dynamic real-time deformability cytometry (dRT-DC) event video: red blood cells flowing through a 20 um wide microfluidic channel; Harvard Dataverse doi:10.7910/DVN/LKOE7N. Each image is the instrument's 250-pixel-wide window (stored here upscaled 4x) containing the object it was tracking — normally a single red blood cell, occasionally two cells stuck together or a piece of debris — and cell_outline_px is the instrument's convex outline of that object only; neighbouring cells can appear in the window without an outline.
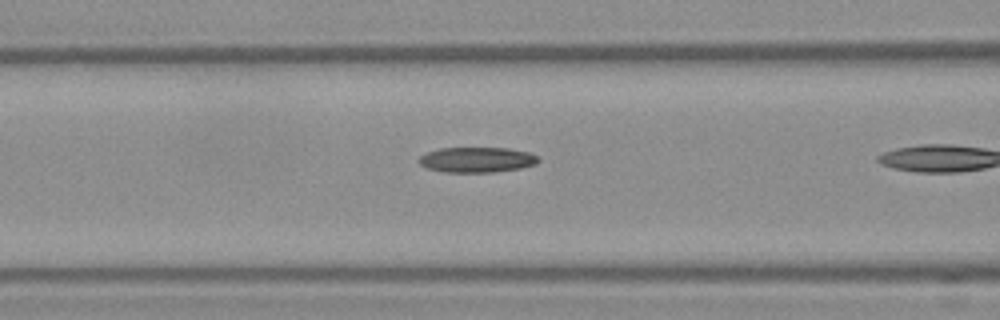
{"species": "Egyptian fruit bat (a non-hibernating species)", "species_latin": "Rousettus aegyptiacus", "temperature_condition": "warm", "stored_images_in_passage": 13, "camera_frame_rate_fps": 3000, "um_per_image_px": 0.085, "frame": {"image": 1, "passage_image": 10, "time_ms": 3.0, "image_size_px": [1000, 320], "cell_outline_px": [[540, 160], [536, 164], [520, 168], [492, 172], [444, 172], [428, 168], [420, 164], [416, 160], [420, 156], [428, 152], [440, 148], [508, 148], [528, 152], [536, 156]], "centroid_in_image_um": [40.51, 13.58], "position_along_channel_um": 126.1, "area_um2": 17.51}}